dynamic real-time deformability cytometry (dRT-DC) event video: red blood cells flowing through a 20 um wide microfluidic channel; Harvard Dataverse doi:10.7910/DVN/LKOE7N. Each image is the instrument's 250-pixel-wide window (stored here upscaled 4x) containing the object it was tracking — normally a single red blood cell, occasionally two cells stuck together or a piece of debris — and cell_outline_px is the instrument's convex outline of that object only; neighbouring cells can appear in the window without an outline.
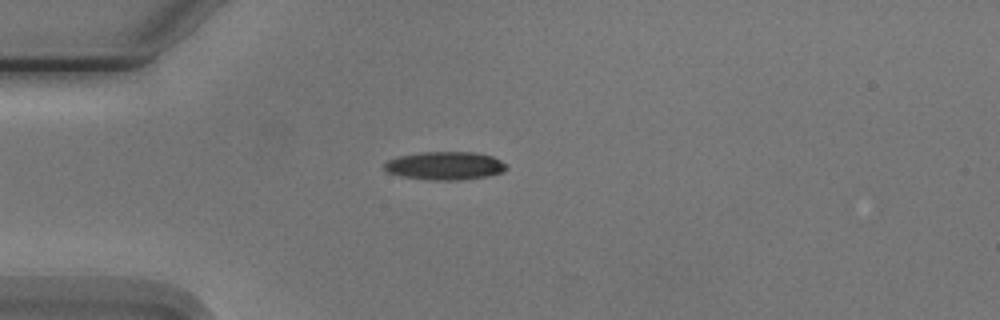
{"species": "Egyptian fruit bat (a non-hibernating species)", "species_latin": "Rousettus aegyptiacus", "temperature_condition": "cold", "stored_images_in_passage": 1, "camera_frame_rate_fps": 3000, "um_per_image_px": 0.085, "animal": {"sex": "male"}, "frame": {"image": 1, "passage_image": 1, "time_ms": 0.0, "image_size_px": [1000, 320], "cell_outline_px": [[508, 168], [504, 172], [488, 176], [456, 180], [432, 180], [400, 176], [388, 172], [384, 168], [384, 164], [388, 160], [400, 156], [420, 152], [476, 152], [492, 156], [500, 160]], "centroid_in_image_um": [37.84, 14.08], "position_along_channel_um": 47.2, "area_um2": 20.0}}